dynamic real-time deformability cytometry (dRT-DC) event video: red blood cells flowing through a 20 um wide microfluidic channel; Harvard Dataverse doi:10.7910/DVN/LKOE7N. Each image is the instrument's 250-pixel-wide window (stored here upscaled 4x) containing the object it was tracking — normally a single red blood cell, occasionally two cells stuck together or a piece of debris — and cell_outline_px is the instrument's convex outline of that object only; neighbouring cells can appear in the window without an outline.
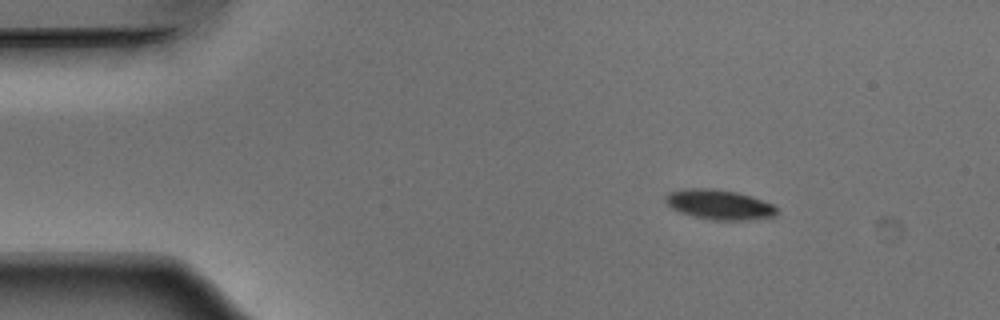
{"species": "Egyptian fruit bat (a non-hibernating species)", "species_latin": "Rousettus aegyptiacus", "temperature_condition": "warm", "stored_images_in_passage": 9, "camera_frame_rate_fps": 3000, "um_per_image_px": 0.085, "animal": {"sex": "male"}, "frame": {"image": 1, "passage_image": 1, "time_ms": 0.0, "image_size_px": [1000, 320], "cell_outline_px": [[776, 216], [744, 220], [712, 220], [692, 216], [680, 212], [672, 208], [664, 200], [664, 196], [668, 192], [684, 188], [712, 188], [736, 192], [772, 204], [776, 208]], "centroid_in_image_um": [61.06, 17.38], "position_along_channel_um": 23.9, "area_um2": 19.25}}